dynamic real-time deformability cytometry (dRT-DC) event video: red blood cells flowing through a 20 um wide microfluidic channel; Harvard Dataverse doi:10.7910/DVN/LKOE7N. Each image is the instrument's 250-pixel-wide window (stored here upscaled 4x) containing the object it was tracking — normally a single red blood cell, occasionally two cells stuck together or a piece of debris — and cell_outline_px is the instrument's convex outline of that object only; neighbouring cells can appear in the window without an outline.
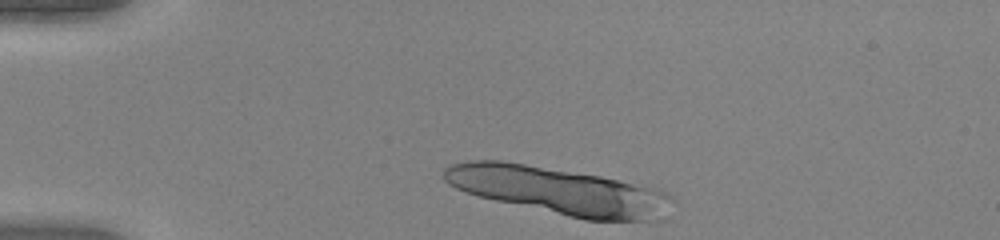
{"species": "human", "species_latin": "Homo sapiens", "temperature_condition": "warm", "stored_images_in_passage": 7, "camera_frame_rate_fps": 3000, "um_per_image_px": 0.085, "donor": {"sex": "female"}, "frame": {"image": 1, "passage_image": 1, "time_ms": 0.0, "image_size_px": [1000, 240], "cell_outline_px": [[676, 200], [664, 220], [584, 220], [496, 200], [480, 196], [456, 188], [448, 184], [444, 180], [444, 168], [448, 164], [472, 160], [500, 160], [600, 176], [656, 188], [672, 196]], "centroid_in_image_um": [47.56, 16.23], "position_along_channel_um": 37.4, "area_um2": 62.89}}